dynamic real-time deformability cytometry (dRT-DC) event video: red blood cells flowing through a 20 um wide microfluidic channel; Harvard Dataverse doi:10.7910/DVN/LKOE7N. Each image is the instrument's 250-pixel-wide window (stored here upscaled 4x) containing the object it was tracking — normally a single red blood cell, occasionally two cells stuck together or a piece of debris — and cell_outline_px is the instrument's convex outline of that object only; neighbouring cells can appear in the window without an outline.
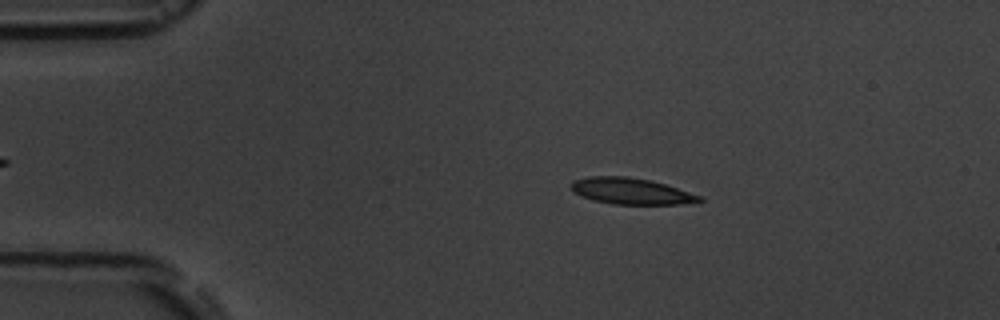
{"species": "common noctule bat (a hibernating species)", "species_latin": "Nyctalus noctula", "temperature_condition": "room temperature", "stored_images_in_passage": 8, "camera_frame_rate_fps": 3000, "um_per_image_px": 0.085, "animal": {"sex": "male", "body_mass_g": 19.5, "forearm_length_mm": 54.6}, "frame": {"image": 1, "passage_image": 2, "time_ms": 2.0, "image_size_px": [1000, 320], "cell_outline_px": [[704, 200], [680, 204], [612, 204], [592, 200], [580, 196], [572, 192], [572, 180], [588, 176], [628, 176], [648, 180], [664, 184], [700, 196]], "centroid_in_image_um": [53.55, 16.24], "position_along_channel_um": 31.4, "area_um2": 19.48}}
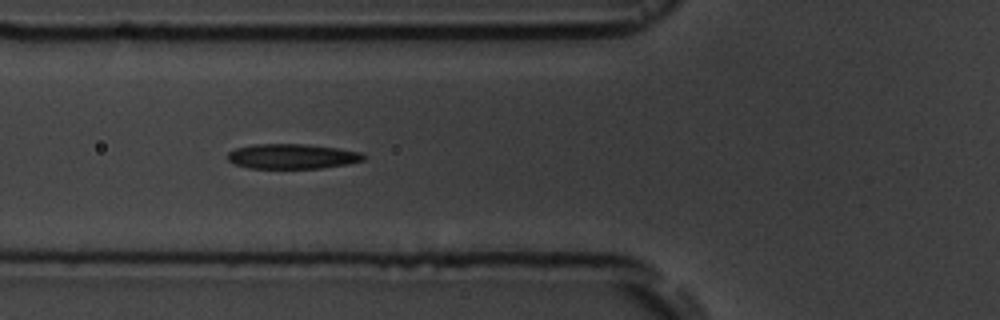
{"frame": {"image": 2, "passage_image": 5, "time_ms": 5.333, "image_size_px": [1000, 320], "cell_outline_px": [[368, 156], [364, 160], [348, 164], [324, 168], [248, 168], [236, 164], [228, 160], [228, 152], [236, 148], [252, 144], [304, 144], [336, 148], [360, 152]], "centroid_in_image_um": [24.86, 13.29], "position_along_channel_um": 100.9, "area_um2": 19.77}}
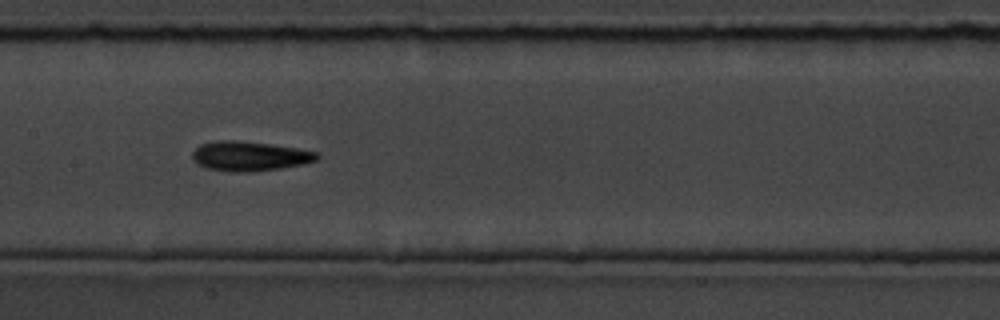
{"frame": {"image": 3, "passage_image": 7, "time_ms": 7.667, "image_size_px": [1000, 320], "cell_outline_px": [[320, 156], [316, 160], [304, 164], [280, 168], [252, 172], [228, 172], [208, 168], [192, 160], [192, 152], [200, 144], [220, 140], [236, 140], [268, 144], [296, 148], [320, 152]], "centroid_in_image_um": [21.22, 13.27], "position_along_channel_um": 186.2, "area_um2": 21.5}}